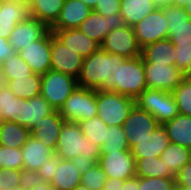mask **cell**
Wrapping results in <instances>:
<instances>
[{
  "mask_svg": "<svg viewBox=\"0 0 191 190\" xmlns=\"http://www.w3.org/2000/svg\"><path fill=\"white\" fill-rule=\"evenodd\" d=\"M126 58L99 47L93 54L84 58L79 77L78 86L112 91L117 84L118 64H122Z\"/></svg>",
  "mask_w": 191,
  "mask_h": 190,
  "instance_id": "cell-1",
  "label": "cell"
},
{
  "mask_svg": "<svg viewBox=\"0 0 191 190\" xmlns=\"http://www.w3.org/2000/svg\"><path fill=\"white\" fill-rule=\"evenodd\" d=\"M55 155L59 159L65 160L84 156V158L92 159L98 163L101 147L84 136L78 122L65 120L58 138Z\"/></svg>",
  "mask_w": 191,
  "mask_h": 190,
  "instance_id": "cell-2",
  "label": "cell"
},
{
  "mask_svg": "<svg viewBox=\"0 0 191 190\" xmlns=\"http://www.w3.org/2000/svg\"><path fill=\"white\" fill-rule=\"evenodd\" d=\"M97 116L109 126H122L135 105V99L113 91L96 90Z\"/></svg>",
  "mask_w": 191,
  "mask_h": 190,
  "instance_id": "cell-3",
  "label": "cell"
},
{
  "mask_svg": "<svg viewBox=\"0 0 191 190\" xmlns=\"http://www.w3.org/2000/svg\"><path fill=\"white\" fill-rule=\"evenodd\" d=\"M145 89L147 83L141 55L126 58L122 64H118L117 84L113 92L136 99Z\"/></svg>",
  "mask_w": 191,
  "mask_h": 190,
  "instance_id": "cell-4",
  "label": "cell"
},
{
  "mask_svg": "<svg viewBox=\"0 0 191 190\" xmlns=\"http://www.w3.org/2000/svg\"><path fill=\"white\" fill-rule=\"evenodd\" d=\"M77 86L76 78L52 69L41 75V95L55 110L61 109Z\"/></svg>",
  "mask_w": 191,
  "mask_h": 190,
  "instance_id": "cell-5",
  "label": "cell"
},
{
  "mask_svg": "<svg viewBox=\"0 0 191 190\" xmlns=\"http://www.w3.org/2000/svg\"><path fill=\"white\" fill-rule=\"evenodd\" d=\"M135 104L152 114L161 125L179 114L172 93L164 90L145 89L135 99Z\"/></svg>",
  "mask_w": 191,
  "mask_h": 190,
  "instance_id": "cell-6",
  "label": "cell"
},
{
  "mask_svg": "<svg viewBox=\"0 0 191 190\" xmlns=\"http://www.w3.org/2000/svg\"><path fill=\"white\" fill-rule=\"evenodd\" d=\"M95 89L77 86L59 110L66 121L78 122L97 116Z\"/></svg>",
  "mask_w": 191,
  "mask_h": 190,
  "instance_id": "cell-7",
  "label": "cell"
},
{
  "mask_svg": "<svg viewBox=\"0 0 191 190\" xmlns=\"http://www.w3.org/2000/svg\"><path fill=\"white\" fill-rule=\"evenodd\" d=\"M158 125L160 124L152 114L135 104L122 125L129 149L152 134Z\"/></svg>",
  "mask_w": 191,
  "mask_h": 190,
  "instance_id": "cell-8",
  "label": "cell"
},
{
  "mask_svg": "<svg viewBox=\"0 0 191 190\" xmlns=\"http://www.w3.org/2000/svg\"><path fill=\"white\" fill-rule=\"evenodd\" d=\"M168 23L163 9L156 8L133 26L137 43L142 49L146 45L168 38Z\"/></svg>",
  "mask_w": 191,
  "mask_h": 190,
  "instance_id": "cell-9",
  "label": "cell"
},
{
  "mask_svg": "<svg viewBox=\"0 0 191 190\" xmlns=\"http://www.w3.org/2000/svg\"><path fill=\"white\" fill-rule=\"evenodd\" d=\"M100 47L110 54L124 58H134L141 55L132 26H121L107 34Z\"/></svg>",
  "mask_w": 191,
  "mask_h": 190,
  "instance_id": "cell-10",
  "label": "cell"
},
{
  "mask_svg": "<svg viewBox=\"0 0 191 190\" xmlns=\"http://www.w3.org/2000/svg\"><path fill=\"white\" fill-rule=\"evenodd\" d=\"M147 89L172 92L186 76L173 65L144 63Z\"/></svg>",
  "mask_w": 191,
  "mask_h": 190,
  "instance_id": "cell-11",
  "label": "cell"
},
{
  "mask_svg": "<svg viewBox=\"0 0 191 190\" xmlns=\"http://www.w3.org/2000/svg\"><path fill=\"white\" fill-rule=\"evenodd\" d=\"M125 25L120 13L104 16L92 10L88 17L79 25L78 29L101 45L109 32Z\"/></svg>",
  "mask_w": 191,
  "mask_h": 190,
  "instance_id": "cell-12",
  "label": "cell"
},
{
  "mask_svg": "<svg viewBox=\"0 0 191 190\" xmlns=\"http://www.w3.org/2000/svg\"><path fill=\"white\" fill-rule=\"evenodd\" d=\"M51 68L52 70L78 78L84 58L60 42L51 31Z\"/></svg>",
  "mask_w": 191,
  "mask_h": 190,
  "instance_id": "cell-13",
  "label": "cell"
},
{
  "mask_svg": "<svg viewBox=\"0 0 191 190\" xmlns=\"http://www.w3.org/2000/svg\"><path fill=\"white\" fill-rule=\"evenodd\" d=\"M135 158L131 151L105 152L98 164L107 178L126 180L136 176Z\"/></svg>",
  "mask_w": 191,
  "mask_h": 190,
  "instance_id": "cell-14",
  "label": "cell"
},
{
  "mask_svg": "<svg viewBox=\"0 0 191 190\" xmlns=\"http://www.w3.org/2000/svg\"><path fill=\"white\" fill-rule=\"evenodd\" d=\"M51 30L18 53L36 74H45L51 68Z\"/></svg>",
  "mask_w": 191,
  "mask_h": 190,
  "instance_id": "cell-15",
  "label": "cell"
},
{
  "mask_svg": "<svg viewBox=\"0 0 191 190\" xmlns=\"http://www.w3.org/2000/svg\"><path fill=\"white\" fill-rule=\"evenodd\" d=\"M168 23V39L175 46H191V19L180 6L162 8Z\"/></svg>",
  "mask_w": 191,
  "mask_h": 190,
  "instance_id": "cell-16",
  "label": "cell"
},
{
  "mask_svg": "<svg viewBox=\"0 0 191 190\" xmlns=\"http://www.w3.org/2000/svg\"><path fill=\"white\" fill-rule=\"evenodd\" d=\"M48 30L49 28L44 23L29 17L27 20L18 23L11 31L9 44L19 52L32 42L40 39Z\"/></svg>",
  "mask_w": 191,
  "mask_h": 190,
  "instance_id": "cell-17",
  "label": "cell"
},
{
  "mask_svg": "<svg viewBox=\"0 0 191 190\" xmlns=\"http://www.w3.org/2000/svg\"><path fill=\"white\" fill-rule=\"evenodd\" d=\"M64 121L59 110H55L37 122L30 135L55 152Z\"/></svg>",
  "mask_w": 191,
  "mask_h": 190,
  "instance_id": "cell-18",
  "label": "cell"
},
{
  "mask_svg": "<svg viewBox=\"0 0 191 190\" xmlns=\"http://www.w3.org/2000/svg\"><path fill=\"white\" fill-rule=\"evenodd\" d=\"M55 111L42 95L32 97L31 99L20 100V115L15 121L19 125H24L30 130L42 118Z\"/></svg>",
  "mask_w": 191,
  "mask_h": 190,
  "instance_id": "cell-19",
  "label": "cell"
},
{
  "mask_svg": "<svg viewBox=\"0 0 191 190\" xmlns=\"http://www.w3.org/2000/svg\"><path fill=\"white\" fill-rule=\"evenodd\" d=\"M91 11L92 9L81 0H65L60 16L50 30L78 28Z\"/></svg>",
  "mask_w": 191,
  "mask_h": 190,
  "instance_id": "cell-20",
  "label": "cell"
},
{
  "mask_svg": "<svg viewBox=\"0 0 191 190\" xmlns=\"http://www.w3.org/2000/svg\"><path fill=\"white\" fill-rule=\"evenodd\" d=\"M30 17L28 4L0 2V37L9 39L14 27Z\"/></svg>",
  "mask_w": 191,
  "mask_h": 190,
  "instance_id": "cell-21",
  "label": "cell"
},
{
  "mask_svg": "<svg viewBox=\"0 0 191 190\" xmlns=\"http://www.w3.org/2000/svg\"><path fill=\"white\" fill-rule=\"evenodd\" d=\"M169 143L166 129L160 124L147 138L138 141L131 152L134 158L160 157Z\"/></svg>",
  "mask_w": 191,
  "mask_h": 190,
  "instance_id": "cell-22",
  "label": "cell"
},
{
  "mask_svg": "<svg viewBox=\"0 0 191 190\" xmlns=\"http://www.w3.org/2000/svg\"><path fill=\"white\" fill-rule=\"evenodd\" d=\"M51 31L60 42L83 58H87L100 47L98 43L87 37L78 28Z\"/></svg>",
  "mask_w": 191,
  "mask_h": 190,
  "instance_id": "cell-23",
  "label": "cell"
},
{
  "mask_svg": "<svg viewBox=\"0 0 191 190\" xmlns=\"http://www.w3.org/2000/svg\"><path fill=\"white\" fill-rule=\"evenodd\" d=\"M21 149L23 168L32 171L40 169L50 157L55 155V152L52 149L45 146L31 135Z\"/></svg>",
  "mask_w": 191,
  "mask_h": 190,
  "instance_id": "cell-24",
  "label": "cell"
},
{
  "mask_svg": "<svg viewBox=\"0 0 191 190\" xmlns=\"http://www.w3.org/2000/svg\"><path fill=\"white\" fill-rule=\"evenodd\" d=\"M144 63H157L175 66V45L168 39H162L141 49Z\"/></svg>",
  "mask_w": 191,
  "mask_h": 190,
  "instance_id": "cell-25",
  "label": "cell"
},
{
  "mask_svg": "<svg viewBox=\"0 0 191 190\" xmlns=\"http://www.w3.org/2000/svg\"><path fill=\"white\" fill-rule=\"evenodd\" d=\"M65 0H29L30 17L44 23L49 29L56 23Z\"/></svg>",
  "mask_w": 191,
  "mask_h": 190,
  "instance_id": "cell-26",
  "label": "cell"
},
{
  "mask_svg": "<svg viewBox=\"0 0 191 190\" xmlns=\"http://www.w3.org/2000/svg\"><path fill=\"white\" fill-rule=\"evenodd\" d=\"M81 175L72 160L58 158V168L50 184L56 190H73L81 184Z\"/></svg>",
  "mask_w": 191,
  "mask_h": 190,
  "instance_id": "cell-27",
  "label": "cell"
},
{
  "mask_svg": "<svg viewBox=\"0 0 191 190\" xmlns=\"http://www.w3.org/2000/svg\"><path fill=\"white\" fill-rule=\"evenodd\" d=\"M169 137V142L191 150V116L178 114L172 120L163 124Z\"/></svg>",
  "mask_w": 191,
  "mask_h": 190,
  "instance_id": "cell-28",
  "label": "cell"
},
{
  "mask_svg": "<svg viewBox=\"0 0 191 190\" xmlns=\"http://www.w3.org/2000/svg\"><path fill=\"white\" fill-rule=\"evenodd\" d=\"M155 9L152 0H121L120 3V15L132 27Z\"/></svg>",
  "mask_w": 191,
  "mask_h": 190,
  "instance_id": "cell-29",
  "label": "cell"
},
{
  "mask_svg": "<svg viewBox=\"0 0 191 190\" xmlns=\"http://www.w3.org/2000/svg\"><path fill=\"white\" fill-rule=\"evenodd\" d=\"M30 136V129L12 121H3L0 127V145L22 148Z\"/></svg>",
  "mask_w": 191,
  "mask_h": 190,
  "instance_id": "cell-30",
  "label": "cell"
},
{
  "mask_svg": "<svg viewBox=\"0 0 191 190\" xmlns=\"http://www.w3.org/2000/svg\"><path fill=\"white\" fill-rule=\"evenodd\" d=\"M136 176L175 178L160 157L135 158Z\"/></svg>",
  "mask_w": 191,
  "mask_h": 190,
  "instance_id": "cell-31",
  "label": "cell"
},
{
  "mask_svg": "<svg viewBox=\"0 0 191 190\" xmlns=\"http://www.w3.org/2000/svg\"><path fill=\"white\" fill-rule=\"evenodd\" d=\"M8 87L16 97L31 99L41 95V75L34 73L31 76L9 80Z\"/></svg>",
  "mask_w": 191,
  "mask_h": 190,
  "instance_id": "cell-32",
  "label": "cell"
},
{
  "mask_svg": "<svg viewBox=\"0 0 191 190\" xmlns=\"http://www.w3.org/2000/svg\"><path fill=\"white\" fill-rule=\"evenodd\" d=\"M160 158L165 166L176 175L178 171L191 160V150L177 144L169 143Z\"/></svg>",
  "mask_w": 191,
  "mask_h": 190,
  "instance_id": "cell-33",
  "label": "cell"
},
{
  "mask_svg": "<svg viewBox=\"0 0 191 190\" xmlns=\"http://www.w3.org/2000/svg\"><path fill=\"white\" fill-rule=\"evenodd\" d=\"M78 124L84 136L90 138V141L99 145L100 147L107 140L108 126L98 116L78 121Z\"/></svg>",
  "mask_w": 191,
  "mask_h": 190,
  "instance_id": "cell-34",
  "label": "cell"
},
{
  "mask_svg": "<svg viewBox=\"0 0 191 190\" xmlns=\"http://www.w3.org/2000/svg\"><path fill=\"white\" fill-rule=\"evenodd\" d=\"M20 98L9 89H0V119L15 122L20 115Z\"/></svg>",
  "mask_w": 191,
  "mask_h": 190,
  "instance_id": "cell-35",
  "label": "cell"
},
{
  "mask_svg": "<svg viewBox=\"0 0 191 190\" xmlns=\"http://www.w3.org/2000/svg\"><path fill=\"white\" fill-rule=\"evenodd\" d=\"M8 81L34 74L29 65L23 60L19 53L11 56L0 64Z\"/></svg>",
  "mask_w": 191,
  "mask_h": 190,
  "instance_id": "cell-36",
  "label": "cell"
},
{
  "mask_svg": "<svg viewBox=\"0 0 191 190\" xmlns=\"http://www.w3.org/2000/svg\"><path fill=\"white\" fill-rule=\"evenodd\" d=\"M131 151L126 142L122 126H109L107 129V140L101 146V154L105 152Z\"/></svg>",
  "mask_w": 191,
  "mask_h": 190,
  "instance_id": "cell-37",
  "label": "cell"
},
{
  "mask_svg": "<svg viewBox=\"0 0 191 190\" xmlns=\"http://www.w3.org/2000/svg\"><path fill=\"white\" fill-rule=\"evenodd\" d=\"M180 114L191 116V79L186 77L172 92Z\"/></svg>",
  "mask_w": 191,
  "mask_h": 190,
  "instance_id": "cell-38",
  "label": "cell"
},
{
  "mask_svg": "<svg viewBox=\"0 0 191 190\" xmlns=\"http://www.w3.org/2000/svg\"><path fill=\"white\" fill-rule=\"evenodd\" d=\"M0 168H6L10 170H22V149L5 147L0 145Z\"/></svg>",
  "mask_w": 191,
  "mask_h": 190,
  "instance_id": "cell-39",
  "label": "cell"
},
{
  "mask_svg": "<svg viewBox=\"0 0 191 190\" xmlns=\"http://www.w3.org/2000/svg\"><path fill=\"white\" fill-rule=\"evenodd\" d=\"M107 179L100 165L96 163L88 172L81 175V184L90 190H103Z\"/></svg>",
  "mask_w": 191,
  "mask_h": 190,
  "instance_id": "cell-40",
  "label": "cell"
},
{
  "mask_svg": "<svg viewBox=\"0 0 191 190\" xmlns=\"http://www.w3.org/2000/svg\"><path fill=\"white\" fill-rule=\"evenodd\" d=\"M139 190H176L175 178L139 177Z\"/></svg>",
  "mask_w": 191,
  "mask_h": 190,
  "instance_id": "cell-41",
  "label": "cell"
},
{
  "mask_svg": "<svg viewBox=\"0 0 191 190\" xmlns=\"http://www.w3.org/2000/svg\"><path fill=\"white\" fill-rule=\"evenodd\" d=\"M175 66L186 76L191 75V46H175Z\"/></svg>",
  "mask_w": 191,
  "mask_h": 190,
  "instance_id": "cell-42",
  "label": "cell"
},
{
  "mask_svg": "<svg viewBox=\"0 0 191 190\" xmlns=\"http://www.w3.org/2000/svg\"><path fill=\"white\" fill-rule=\"evenodd\" d=\"M21 170L0 168V190H11L20 185Z\"/></svg>",
  "mask_w": 191,
  "mask_h": 190,
  "instance_id": "cell-43",
  "label": "cell"
},
{
  "mask_svg": "<svg viewBox=\"0 0 191 190\" xmlns=\"http://www.w3.org/2000/svg\"><path fill=\"white\" fill-rule=\"evenodd\" d=\"M58 168V157L53 155L36 172L42 181L50 183L54 177V171Z\"/></svg>",
  "mask_w": 191,
  "mask_h": 190,
  "instance_id": "cell-44",
  "label": "cell"
},
{
  "mask_svg": "<svg viewBox=\"0 0 191 190\" xmlns=\"http://www.w3.org/2000/svg\"><path fill=\"white\" fill-rule=\"evenodd\" d=\"M120 3L121 0H98L93 10L104 16L120 13Z\"/></svg>",
  "mask_w": 191,
  "mask_h": 190,
  "instance_id": "cell-45",
  "label": "cell"
},
{
  "mask_svg": "<svg viewBox=\"0 0 191 190\" xmlns=\"http://www.w3.org/2000/svg\"><path fill=\"white\" fill-rule=\"evenodd\" d=\"M42 180L36 171L22 169L21 177L19 180L20 186L25 190H31L36 184L40 183Z\"/></svg>",
  "mask_w": 191,
  "mask_h": 190,
  "instance_id": "cell-46",
  "label": "cell"
},
{
  "mask_svg": "<svg viewBox=\"0 0 191 190\" xmlns=\"http://www.w3.org/2000/svg\"><path fill=\"white\" fill-rule=\"evenodd\" d=\"M176 187L191 186V160L185 164L175 175Z\"/></svg>",
  "mask_w": 191,
  "mask_h": 190,
  "instance_id": "cell-47",
  "label": "cell"
},
{
  "mask_svg": "<svg viewBox=\"0 0 191 190\" xmlns=\"http://www.w3.org/2000/svg\"><path fill=\"white\" fill-rule=\"evenodd\" d=\"M18 53L10 44L9 39L0 37V64Z\"/></svg>",
  "mask_w": 191,
  "mask_h": 190,
  "instance_id": "cell-48",
  "label": "cell"
},
{
  "mask_svg": "<svg viewBox=\"0 0 191 190\" xmlns=\"http://www.w3.org/2000/svg\"><path fill=\"white\" fill-rule=\"evenodd\" d=\"M72 161L81 174L88 172L96 164L92 159L84 158V156H77Z\"/></svg>",
  "mask_w": 191,
  "mask_h": 190,
  "instance_id": "cell-49",
  "label": "cell"
},
{
  "mask_svg": "<svg viewBox=\"0 0 191 190\" xmlns=\"http://www.w3.org/2000/svg\"><path fill=\"white\" fill-rule=\"evenodd\" d=\"M123 183H124V180H120L116 178H108L105 181L103 190H121Z\"/></svg>",
  "mask_w": 191,
  "mask_h": 190,
  "instance_id": "cell-50",
  "label": "cell"
},
{
  "mask_svg": "<svg viewBox=\"0 0 191 190\" xmlns=\"http://www.w3.org/2000/svg\"><path fill=\"white\" fill-rule=\"evenodd\" d=\"M121 190H139V177L134 176L124 180Z\"/></svg>",
  "mask_w": 191,
  "mask_h": 190,
  "instance_id": "cell-51",
  "label": "cell"
},
{
  "mask_svg": "<svg viewBox=\"0 0 191 190\" xmlns=\"http://www.w3.org/2000/svg\"><path fill=\"white\" fill-rule=\"evenodd\" d=\"M31 190H56L51 186L50 183L41 181L40 183L36 184Z\"/></svg>",
  "mask_w": 191,
  "mask_h": 190,
  "instance_id": "cell-52",
  "label": "cell"
},
{
  "mask_svg": "<svg viewBox=\"0 0 191 190\" xmlns=\"http://www.w3.org/2000/svg\"><path fill=\"white\" fill-rule=\"evenodd\" d=\"M152 1L154 3V6L158 9H162L164 7L172 5V0H152Z\"/></svg>",
  "mask_w": 191,
  "mask_h": 190,
  "instance_id": "cell-53",
  "label": "cell"
},
{
  "mask_svg": "<svg viewBox=\"0 0 191 190\" xmlns=\"http://www.w3.org/2000/svg\"><path fill=\"white\" fill-rule=\"evenodd\" d=\"M8 87L7 76L3 72V68L0 66V89Z\"/></svg>",
  "mask_w": 191,
  "mask_h": 190,
  "instance_id": "cell-54",
  "label": "cell"
},
{
  "mask_svg": "<svg viewBox=\"0 0 191 190\" xmlns=\"http://www.w3.org/2000/svg\"><path fill=\"white\" fill-rule=\"evenodd\" d=\"M190 0H172V5L184 7Z\"/></svg>",
  "mask_w": 191,
  "mask_h": 190,
  "instance_id": "cell-55",
  "label": "cell"
},
{
  "mask_svg": "<svg viewBox=\"0 0 191 190\" xmlns=\"http://www.w3.org/2000/svg\"><path fill=\"white\" fill-rule=\"evenodd\" d=\"M85 5L90 7L92 10L95 8L98 0H81Z\"/></svg>",
  "mask_w": 191,
  "mask_h": 190,
  "instance_id": "cell-56",
  "label": "cell"
},
{
  "mask_svg": "<svg viewBox=\"0 0 191 190\" xmlns=\"http://www.w3.org/2000/svg\"><path fill=\"white\" fill-rule=\"evenodd\" d=\"M184 11L185 13L190 17L191 19V0L189 1V3H187L184 7Z\"/></svg>",
  "mask_w": 191,
  "mask_h": 190,
  "instance_id": "cell-57",
  "label": "cell"
},
{
  "mask_svg": "<svg viewBox=\"0 0 191 190\" xmlns=\"http://www.w3.org/2000/svg\"><path fill=\"white\" fill-rule=\"evenodd\" d=\"M1 1H7V2H19L21 4H28L29 0H0Z\"/></svg>",
  "mask_w": 191,
  "mask_h": 190,
  "instance_id": "cell-58",
  "label": "cell"
},
{
  "mask_svg": "<svg viewBox=\"0 0 191 190\" xmlns=\"http://www.w3.org/2000/svg\"><path fill=\"white\" fill-rule=\"evenodd\" d=\"M73 190H90L86 186L79 184Z\"/></svg>",
  "mask_w": 191,
  "mask_h": 190,
  "instance_id": "cell-59",
  "label": "cell"
},
{
  "mask_svg": "<svg viewBox=\"0 0 191 190\" xmlns=\"http://www.w3.org/2000/svg\"><path fill=\"white\" fill-rule=\"evenodd\" d=\"M176 190H191V186H189V187H176Z\"/></svg>",
  "mask_w": 191,
  "mask_h": 190,
  "instance_id": "cell-60",
  "label": "cell"
},
{
  "mask_svg": "<svg viewBox=\"0 0 191 190\" xmlns=\"http://www.w3.org/2000/svg\"><path fill=\"white\" fill-rule=\"evenodd\" d=\"M11 190H25L22 186L13 187Z\"/></svg>",
  "mask_w": 191,
  "mask_h": 190,
  "instance_id": "cell-61",
  "label": "cell"
}]
</instances>
